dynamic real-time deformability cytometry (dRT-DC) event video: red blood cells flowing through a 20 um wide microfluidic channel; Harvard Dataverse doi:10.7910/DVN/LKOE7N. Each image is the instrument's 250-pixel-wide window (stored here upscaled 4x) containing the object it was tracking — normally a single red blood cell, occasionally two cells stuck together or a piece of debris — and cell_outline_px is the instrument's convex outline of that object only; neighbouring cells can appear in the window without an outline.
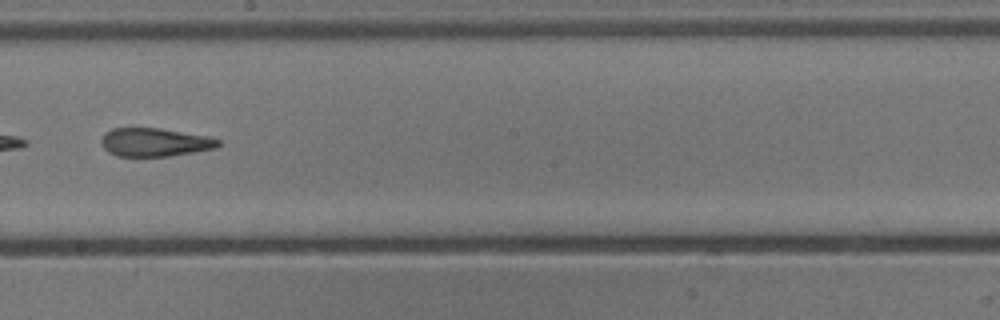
{"species": "common noctule bat (a hibernating species)", "species_latin": "Nyctalus noctula", "temperature_condition": "cold", "stored_images_in_passage": 49, "camera_frame_rate_fps": 3000, "um_per_image_px": 0.085, "animal": {"sex": "male", "body_mass_g": 13.3}, "frame": {"image": 1, "passage_image": 28, "time_ms": 9.0, "image_size_px": [1000, 320], "cell_outline_px": [[220, 144], [216, 148], [168, 156], [116, 156], [108, 152], [104, 148], [100, 140], [104, 132], [112, 128], [160, 128], [208, 136], [220, 140]], "centroid_in_image_um": [13.12, 12.08], "position_along_channel_um": 235.1, "area_um2": 19.36}, "authors_computed_cell_mechanics": {"area_um2": 21.386, "velocity_mm_per_s": 3.9205, "shape_relaxation_time_tau1_ms": null, "shape_relaxation_time_tau2_ms": 2.5768, "deformation_change_tau1": null, "deformation_change_tau2": 0.1245}}